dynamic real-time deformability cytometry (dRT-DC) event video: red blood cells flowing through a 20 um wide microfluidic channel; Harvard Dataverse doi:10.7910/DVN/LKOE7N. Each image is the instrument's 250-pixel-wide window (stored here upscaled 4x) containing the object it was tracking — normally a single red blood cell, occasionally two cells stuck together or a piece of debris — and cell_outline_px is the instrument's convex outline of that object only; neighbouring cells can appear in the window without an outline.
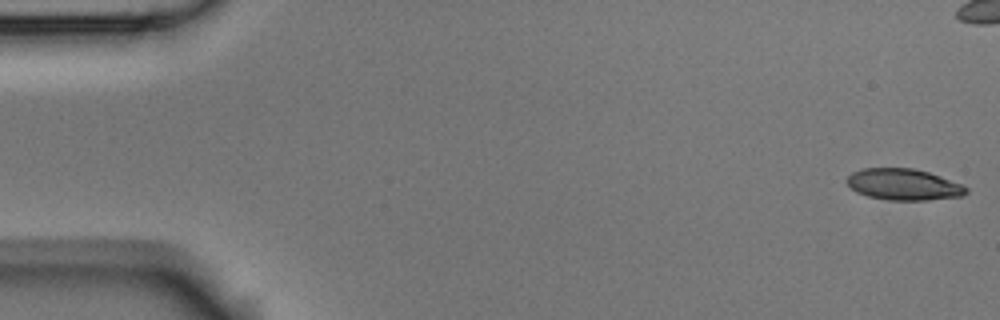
{"species": "Egyptian fruit bat (a non-hibernating species)", "species_latin": "Rousettus aegyptiacus", "temperature_condition": "room temperature", "stored_images_in_passage": 54, "camera_frame_rate_fps": 3000, "um_per_image_px": 0.085, "animal": {"sex": "male"}, "frame": {"image": 1, "passage_image": 1, "time_ms": 0.0, "image_size_px": [1000, 320], "cell_outline_px": [[968, 192], [964, 196], [928, 200], [888, 200], [868, 196], [856, 192], [844, 180], [852, 172], [864, 168], [912, 168], [928, 172], [960, 184], [968, 188]], "centroid_in_image_um": [76.79, 15.68], "position_along_channel_um": 8.2, "area_um2": 21.73}}
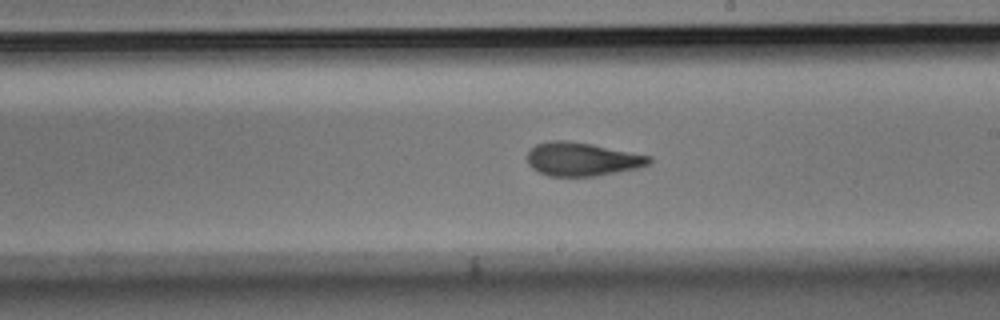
{"frame": {"image": 2, "passage_image": 30, "time_ms": 9.667, "image_size_px": [1000, 320], "cell_outline_px": [[652, 164], [640, 168], [596, 176], [548, 176], [532, 168], [528, 164], [528, 152], [536, 144], [552, 140], [564, 140], [592, 144], [652, 156]], "centroid_in_image_um": [49.53, 13.53], "position_along_channel_um": 239.5, "area_um2": 23.93}}
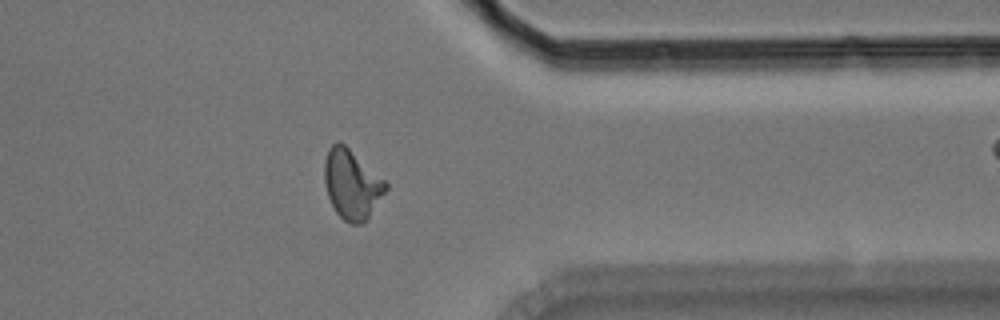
{"frame": {"image": 3, "passage_image": 42, "time_ms": 13.667, "image_size_px": [1000, 320], "cell_outline_px": [[388, 188], [368, 216], [360, 224], [348, 224], [336, 212], [328, 196], [324, 184], [324, 160], [328, 148], [336, 140], [340, 140], [384, 180], [388, 184]], "centroid_in_image_um": [29.86, 15.63], "position_along_channel_um": 381.5, "area_um2": 24.57}, "authors_computed_cell_mechanics": {"area_um2": 23.2356, "velocity_mm_per_s": 3.7828, "shape_relaxation_time_tau1_ms": 6.8208, "shape_relaxation_time_tau2_ms": 2.701, "deformation_change_tau1": 0.1985, "deformation_change_tau2": 0.1053}}